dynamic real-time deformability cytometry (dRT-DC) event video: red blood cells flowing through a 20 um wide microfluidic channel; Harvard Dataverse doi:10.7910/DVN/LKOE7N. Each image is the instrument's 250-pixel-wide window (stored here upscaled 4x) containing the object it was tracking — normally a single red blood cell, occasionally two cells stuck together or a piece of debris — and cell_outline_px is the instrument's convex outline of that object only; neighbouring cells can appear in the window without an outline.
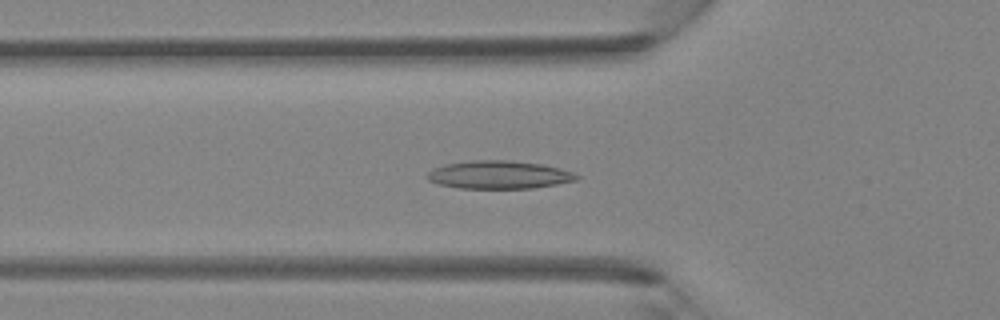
{"species": "Egyptian fruit bat (a non-hibernating species)", "species_latin": "Rousettus aegyptiacus", "temperature_condition": "room temperature", "stored_images_in_passage": 36, "camera_frame_rate_fps": 3000, "um_per_image_px": 0.085, "animal": {"sex": "female"}, "frame": {"image": 1, "passage_image": 7, "time_ms": 2.0, "image_size_px": [1000, 320], "cell_outline_px": [[580, 176], [576, 180], [556, 184], [532, 188], [460, 188], [436, 184], [428, 180], [424, 176], [428, 172], [444, 164], [472, 160], [512, 160], [540, 164], [560, 168], [576, 172]], "centroid_in_image_um": [42.4, 14.85], "position_along_channel_um": 83.4, "area_um2": 24.51}}
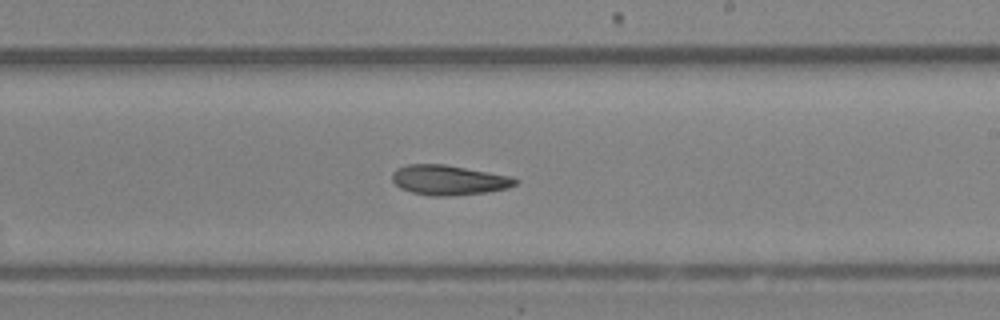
{"frame": {"image": 2, "passage_image": 18, "time_ms": 5.667, "image_size_px": [1000, 320], "cell_outline_px": [[520, 180], [516, 184], [508, 188], [488, 192], [448, 196], [428, 196], [412, 192], [400, 188], [392, 180], [392, 172], [396, 168], [408, 164], [444, 164], [512, 176]], "centroid_in_image_um": [38.15, 15.3], "position_along_channel_um": 250.8, "area_um2": 21.62}}
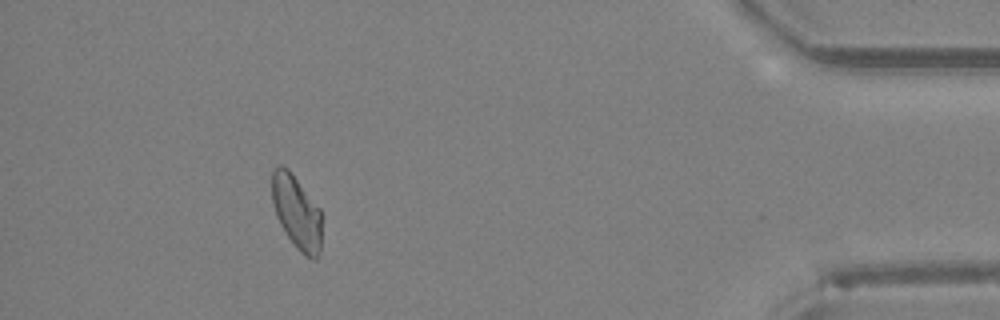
{"frame": {"image": 3, "passage_image": 32, "time_ms": 10.333, "image_size_px": [1000, 320], "cell_outline_px": [[320, 248], [316, 260], [312, 260], [304, 256], [296, 248], [280, 224], [276, 216], [272, 200], [272, 172], [280, 164], [288, 168], [320, 208]], "centroid_in_image_um": [25.2, 18.04], "position_along_channel_um": 410.0, "area_um2": 21.21}}